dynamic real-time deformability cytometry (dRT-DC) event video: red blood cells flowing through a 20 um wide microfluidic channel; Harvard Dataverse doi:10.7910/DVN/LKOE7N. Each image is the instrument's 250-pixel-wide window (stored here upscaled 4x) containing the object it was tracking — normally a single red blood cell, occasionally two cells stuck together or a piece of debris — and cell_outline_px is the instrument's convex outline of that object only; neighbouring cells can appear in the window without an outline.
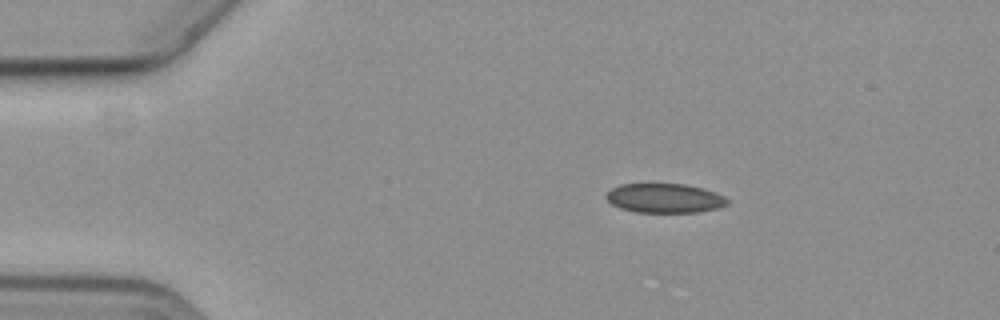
{"species": "common noctule bat (a hibernating species)", "species_latin": "Nyctalus noctula", "temperature_condition": "cold", "stored_images_in_passage": 5, "camera_frame_rate_fps": 3000, "um_per_image_px": 0.085, "animal": {"sex": "female", "body_mass_g": 19.3, "forearm_length_mm": 54.1}, "frame": {"image": 1, "passage_image": 3, "time_ms": 2.333, "image_size_px": [1000, 320], "cell_outline_px": [[728, 204], [716, 208], [696, 212], [636, 212], [620, 208], [612, 204], [604, 196], [612, 188], [620, 184], [684, 184], [716, 192], [724, 196], [728, 200]], "centroid_in_image_um": [56.47, 16.84], "position_along_channel_um": 28.5, "area_um2": 20.52}}